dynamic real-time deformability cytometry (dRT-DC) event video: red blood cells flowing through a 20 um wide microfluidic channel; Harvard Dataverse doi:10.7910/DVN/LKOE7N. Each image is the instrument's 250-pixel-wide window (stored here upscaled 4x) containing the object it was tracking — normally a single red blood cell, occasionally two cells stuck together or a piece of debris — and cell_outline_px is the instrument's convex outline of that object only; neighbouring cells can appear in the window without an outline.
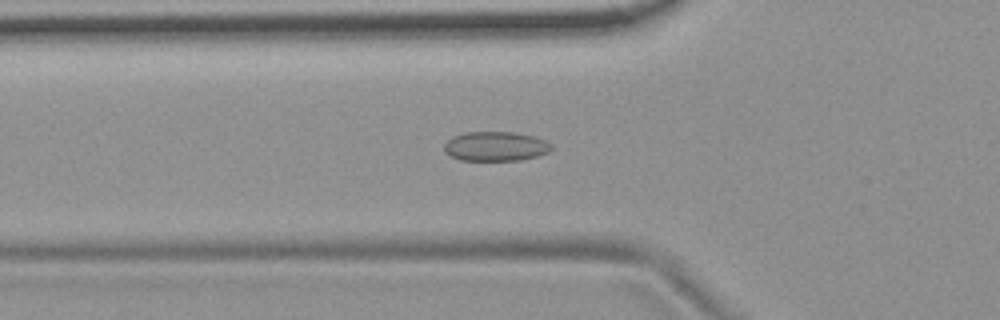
{"species": "common noctule bat (a hibernating species)", "species_latin": "Nyctalus noctula", "temperature_condition": "room temperature", "stored_images_in_passage": 49, "camera_frame_rate_fps": 3000, "um_per_image_px": 0.085, "animal": {"sex": "female", "body_mass_g": 19.9}, "frame": {"image": 1, "passage_image": 14, "time_ms": 4.333, "image_size_px": [1000, 320], "cell_outline_px": [[552, 148], [548, 152], [536, 156], [520, 160], [460, 160], [444, 152], [444, 144], [452, 136], [464, 132], [512, 132], [532, 136], [544, 140], [552, 144]], "centroid_in_image_um": [42.09, 12.43], "position_along_channel_um": 83.7, "area_um2": 18.32}}
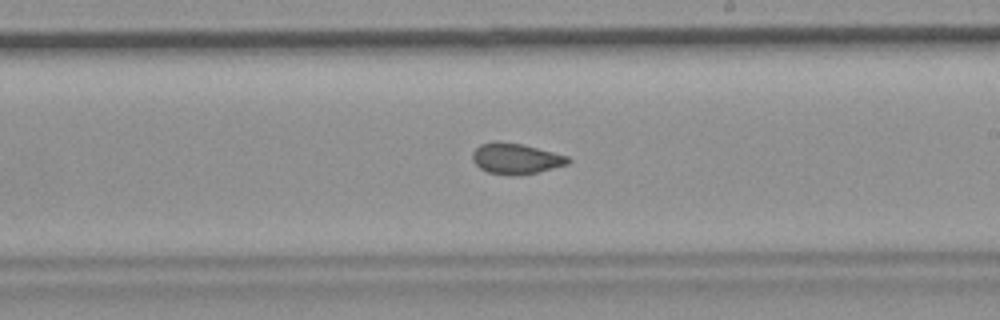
{"frame": {"image": 2, "passage_image": 27, "time_ms": 8.667, "image_size_px": [1000, 320], "cell_outline_px": [[572, 160], [568, 164], [520, 176], [516, 176], [488, 172], [480, 168], [472, 160], [472, 152], [480, 144], [496, 140], [524, 144], [568, 156]], "centroid_in_image_um": [43.84, 13.47], "position_along_channel_um": 245.2, "area_um2": 17.28}}
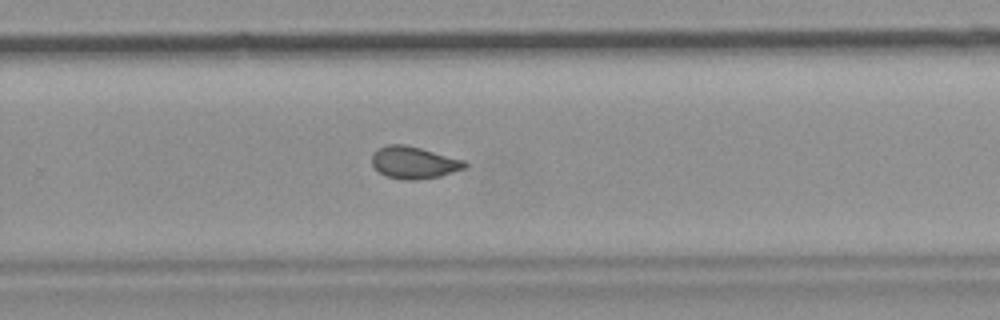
{"frame": {"image": 3, "passage_image": 31, "time_ms": 10.0, "image_size_px": [1000, 320], "cell_outline_px": [[468, 164], [464, 168], [440, 176], [416, 180], [404, 180], [388, 176], [380, 172], [372, 164], [372, 152], [376, 148], [388, 144], [404, 144], [420, 148], [464, 160]], "centroid_in_image_um": [35.15, 13.8], "position_along_channel_um": 294.7, "area_um2": 17.28}, "authors_computed_cell_mechanics": {"area_um2": 17.629, "velocity_mm_per_s": 3.7275, "shape_relaxation_time_tau1_ms": null, "shape_relaxation_time_tau2_ms": 1.4543, "deformation_change_tau1": null, "deformation_change_tau2": 0.0488}}